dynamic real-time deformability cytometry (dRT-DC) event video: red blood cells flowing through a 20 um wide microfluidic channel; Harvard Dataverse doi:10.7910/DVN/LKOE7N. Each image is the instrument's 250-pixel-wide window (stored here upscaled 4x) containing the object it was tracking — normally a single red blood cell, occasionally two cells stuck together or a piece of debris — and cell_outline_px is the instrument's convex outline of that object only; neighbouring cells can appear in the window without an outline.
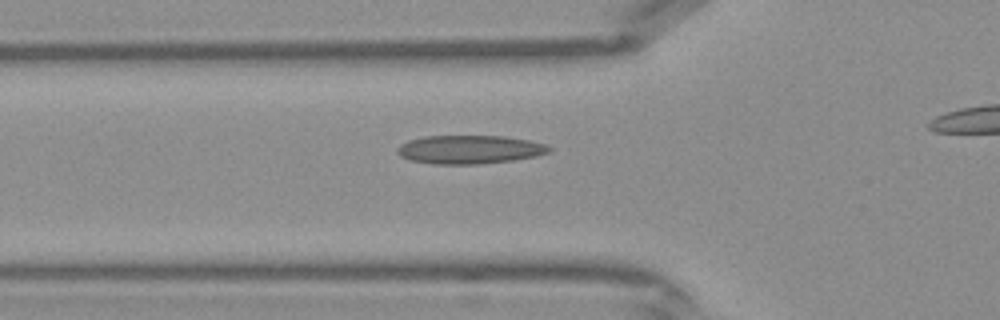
{"species": "Egyptian fruit bat (a non-hibernating species)", "species_latin": "Rousettus aegyptiacus", "temperature_condition": "warm", "stored_images_in_passage": 30, "camera_frame_rate_fps": 3000, "um_per_image_px": 0.085, "frame": {"image": 1, "passage_image": 10, "time_ms": 3.0, "image_size_px": [1000, 320], "cell_outline_px": [[552, 152], [536, 156], [512, 160], [476, 164], [436, 164], [412, 160], [400, 156], [396, 152], [396, 148], [400, 144], [408, 140], [424, 136], [504, 136], [528, 140], [548, 144], [552, 148]], "centroid_in_image_um": [39.93, 12.7], "position_along_channel_um": 85.9, "area_um2": 25.32}}
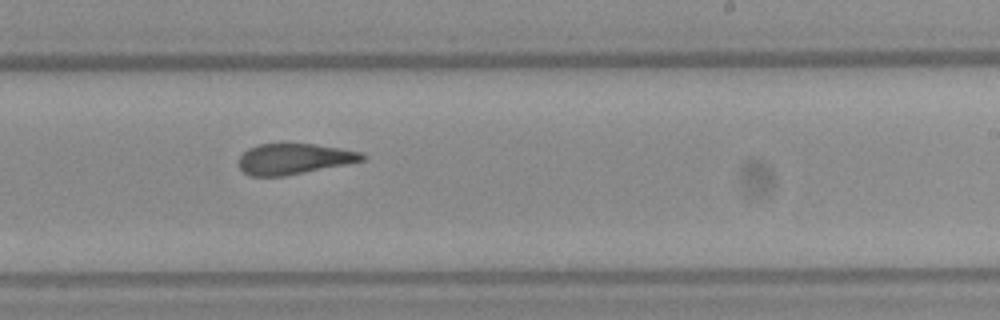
{"frame": {"image": 2, "passage_image": 21, "time_ms": 6.667, "image_size_px": [1000, 320], "cell_outline_px": [[364, 160], [284, 176], [248, 176], [236, 164], [240, 156], [248, 148], [260, 144], [316, 144], [340, 148], [360, 152], [364, 156]], "centroid_in_image_um": [24.91, 13.5], "position_along_channel_um": 264.1, "area_um2": 21.85}}
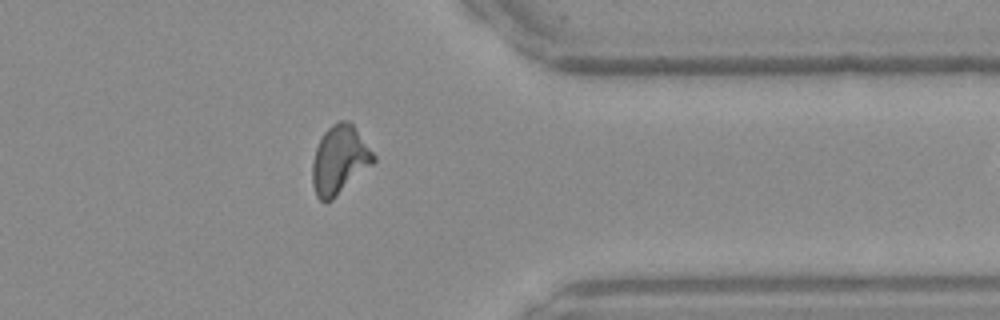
{"frame": {"image": 3, "passage_image": 29, "time_ms": 9.333, "image_size_px": [1000, 320], "cell_outline_px": [[376, 160], [372, 164], [332, 200], [324, 204], [316, 196], [312, 184], [312, 160], [316, 148], [324, 132], [332, 124], [340, 120], [348, 120], [352, 124], [376, 156]], "centroid_in_image_um": [28.83, 13.61], "position_along_channel_um": 382.6, "area_um2": 24.28}}